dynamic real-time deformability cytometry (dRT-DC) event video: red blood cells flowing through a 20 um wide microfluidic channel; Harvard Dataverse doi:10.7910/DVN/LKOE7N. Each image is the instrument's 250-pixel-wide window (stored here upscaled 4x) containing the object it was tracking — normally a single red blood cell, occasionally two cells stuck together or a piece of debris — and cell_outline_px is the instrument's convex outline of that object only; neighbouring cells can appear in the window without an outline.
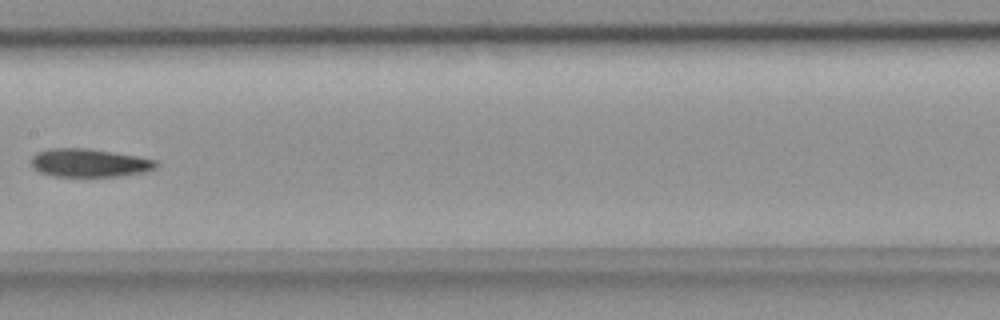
{"species": "common noctule bat (a hibernating species)", "species_latin": "Nyctalus noctula", "temperature_condition": "room temperature", "stored_images_in_passage": 9, "camera_frame_rate_fps": 3000, "um_per_image_px": 0.085, "animal": {"sex": "female", "body_mass_g": 18.4}, "frame": {"image": 1, "passage_image": 8, "time_ms": 2.333, "image_size_px": [1000, 320], "cell_outline_px": [[160, 164], [156, 168], [148, 172], [120, 176], [52, 176], [40, 172], [32, 168], [32, 156], [36, 152], [48, 148], [88, 148], [136, 156], [156, 160]], "centroid_in_image_um": [7.6, 13.84], "position_along_channel_um": 199.8, "area_um2": 20.75}}
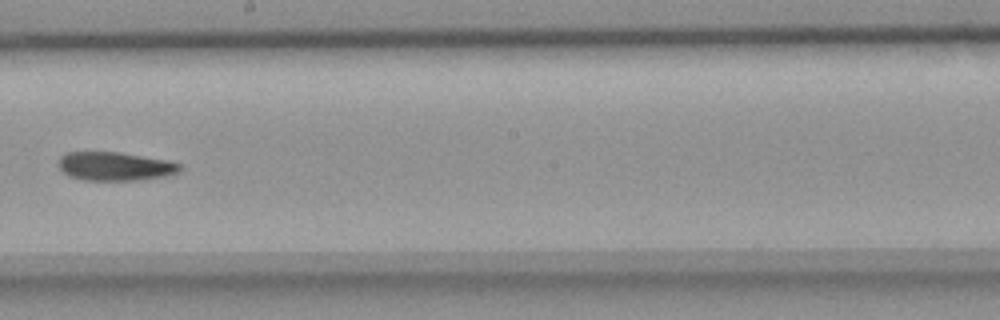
{"frame": {"image": 2, "passage_image": 9, "time_ms": 2.667, "image_size_px": [1000, 320], "cell_outline_px": [[180, 172], [164, 176], [140, 180], [84, 180], [68, 176], [60, 168], [60, 156], [68, 152], [116, 152], [168, 160], [180, 164]], "centroid_in_image_um": [9.78, 14.14], "position_along_channel_um": 238.4, "area_um2": 20.06}}